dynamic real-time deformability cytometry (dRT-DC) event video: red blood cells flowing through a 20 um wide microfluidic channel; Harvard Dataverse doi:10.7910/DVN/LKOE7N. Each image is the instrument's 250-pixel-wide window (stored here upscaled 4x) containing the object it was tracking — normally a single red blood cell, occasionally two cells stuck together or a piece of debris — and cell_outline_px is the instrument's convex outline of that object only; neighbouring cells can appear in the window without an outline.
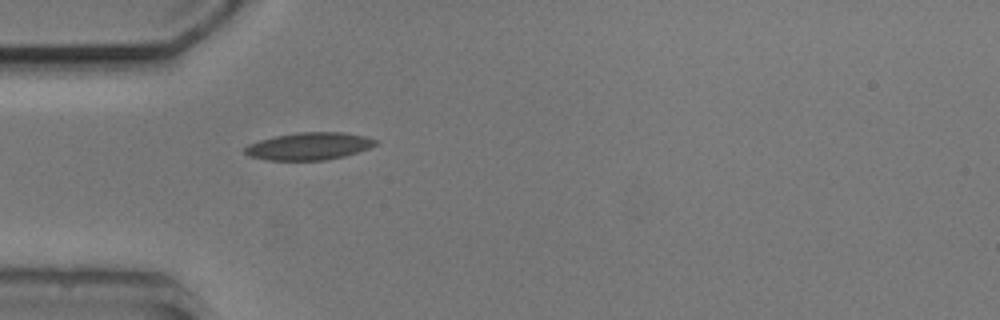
{"species": "common noctule bat (a hibernating species)", "species_latin": "Nyctalus noctula", "temperature_condition": "cold", "stored_images_in_passage": 2, "camera_frame_rate_fps": 3000, "um_per_image_px": 0.085, "animal": {"sex": "male", "body_mass_g": 20.5, "forearm_length_mm": 52.5}, "frame": {"image": 1, "passage_image": 2, "time_ms": 1.333, "image_size_px": [1000, 320], "cell_outline_px": [[380, 140], [376, 144], [368, 148], [344, 156], [324, 160], [264, 160], [248, 156], [244, 152], [244, 148], [248, 144], [260, 140], [276, 136], [296, 132], [344, 132], [368, 136]], "centroid_in_image_um": [26.27, 12.42], "position_along_channel_um": 58.7, "area_um2": 20.98}}